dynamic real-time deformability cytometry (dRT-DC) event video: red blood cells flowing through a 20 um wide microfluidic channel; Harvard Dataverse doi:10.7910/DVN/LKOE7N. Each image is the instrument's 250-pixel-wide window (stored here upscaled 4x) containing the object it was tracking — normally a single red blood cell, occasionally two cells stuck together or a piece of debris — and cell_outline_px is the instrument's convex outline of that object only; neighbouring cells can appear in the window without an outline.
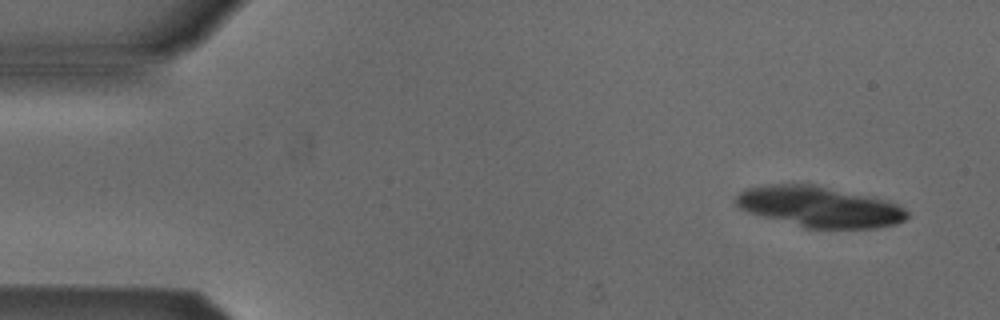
{"species": "Egyptian fruit bat (a non-hibernating species)", "species_latin": "Rousettus aegyptiacus", "temperature_condition": "cold", "stored_images_in_passage": 6, "camera_frame_rate_fps": 3000, "um_per_image_px": 0.085, "animal": {"sex": "male"}, "frame": {"image": 1, "passage_image": 1, "time_ms": 0.0, "image_size_px": [1000, 320], "cell_outline_px": [[908, 216], [904, 220], [896, 224], [876, 228], [804, 228], [744, 212], [732, 200], [744, 188], [760, 184], [816, 184], [872, 196], [888, 200], [904, 208], [908, 212]], "centroid_in_image_um": [69.59, 17.56], "position_along_channel_um": 15.4, "area_um2": 41.44}}
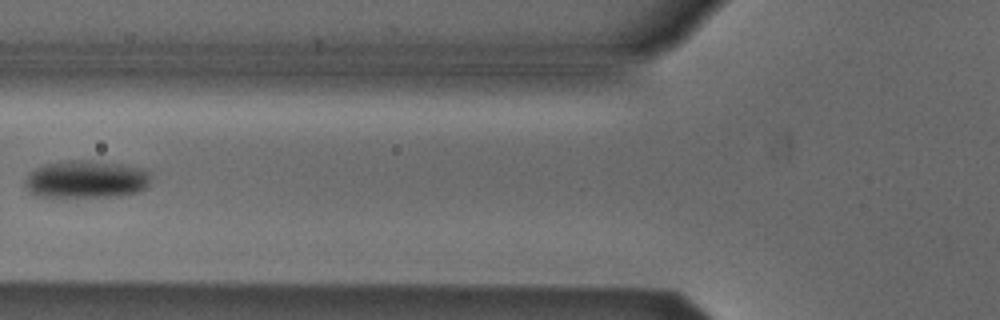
{"frame": {"image": 2, "passage_image": 5, "time_ms": 5.667, "image_size_px": [1000, 320], "cell_outline_px": [[148, 188], [140, 192], [116, 196], [36, 196], [28, 192], [24, 188], [24, 180], [36, 168], [44, 164], [76, 160], [92, 160], [120, 164], [144, 168], [148, 172]], "centroid_in_image_um": [7.32, 15.24], "position_along_channel_um": 118.5, "area_um2": 27.51}}
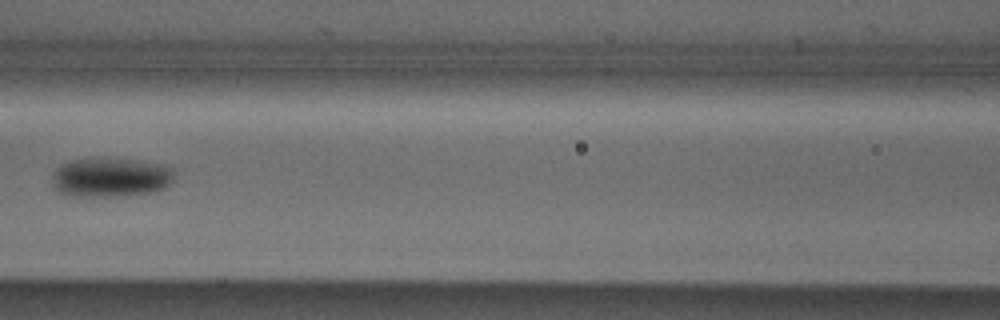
{"frame": {"image": 3, "passage_image": 6, "time_ms": 6.667, "image_size_px": [1000, 320], "cell_outline_px": [[172, 180], [164, 188], [148, 192], [108, 196], [64, 196], [56, 192], [52, 180], [52, 172], [56, 168], [72, 160], [136, 160], [160, 164], [172, 168]], "centroid_in_image_um": [9.33, 15.1], "position_along_channel_um": 157.3, "area_um2": 27.22}}